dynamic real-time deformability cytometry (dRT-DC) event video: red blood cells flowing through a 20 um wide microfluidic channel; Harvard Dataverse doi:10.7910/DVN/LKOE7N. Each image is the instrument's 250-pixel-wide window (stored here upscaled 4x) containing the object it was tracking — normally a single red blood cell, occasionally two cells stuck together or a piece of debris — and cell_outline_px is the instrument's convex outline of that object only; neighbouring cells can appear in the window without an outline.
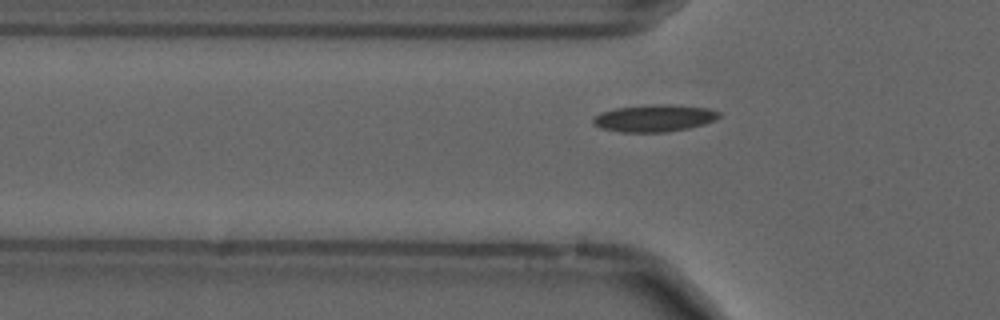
{"species": "common noctule bat (a hibernating species)", "species_latin": "Nyctalus noctula", "temperature_condition": "cold", "stored_images_in_passage": 54, "camera_frame_rate_fps": 3000, "um_per_image_px": 0.085, "animal": {"sex": "male", "forearm_length_mm": 52.5}, "frame": {"image": 1, "passage_image": 16, "time_ms": 5.0, "image_size_px": [1000, 320], "cell_outline_px": [[720, 116], [716, 120], [704, 124], [688, 128], [664, 132], [620, 132], [604, 128], [592, 124], [592, 116], [600, 112], [616, 108], [652, 104], [668, 104], [708, 108], [720, 112]], "centroid_in_image_um": [55.6, 10.04], "position_along_channel_um": 70.2, "area_um2": 19.94}}
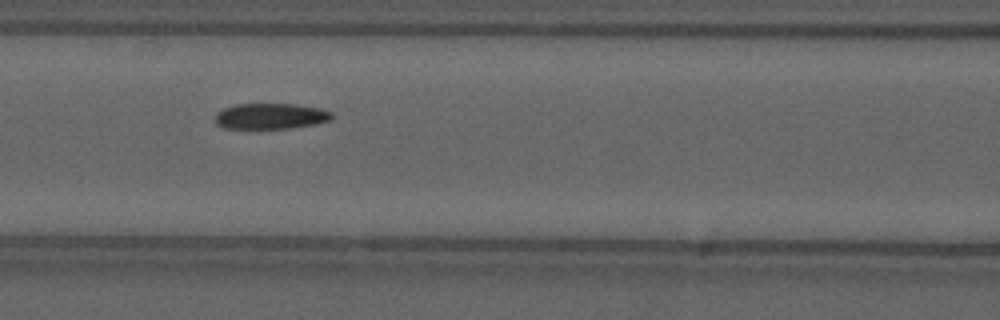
{"frame": {"image": 2, "passage_image": 22, "time_ms": 7.0, "image_size_px": [1000, 320], "cell_outline_px": [[332, 120], [316, 124], [292, 128], [224, 128], [216, 124], [216, 112], [224, 108], [236, 104], [292, 104], [320, 108], [332, 112]], "centroid_in_image_um": [23.02, 9.87], "position_along_channel_um": 143.6, "area_um2": 17.51}}
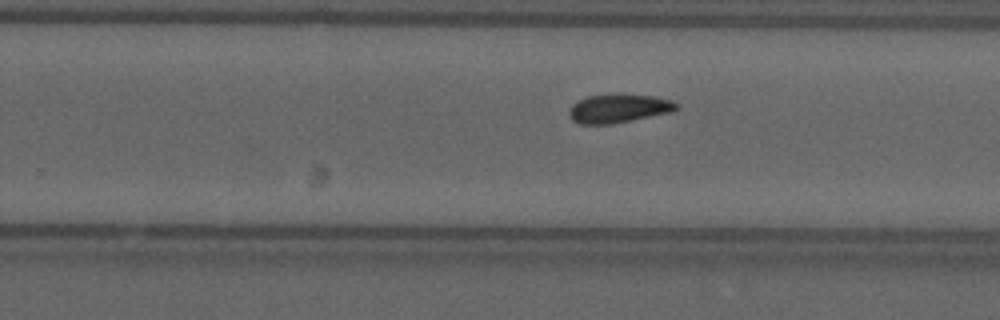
{"frame": {"image": 3, "passage_image": 33, "time_ms": 10.667, "image_size_px": [1000, 320], "cell_outline_px": [[680, 108], [672, 112], [632, 120], [608, 124], [580, 124], [572, 120], [568, 116], [568, 112], [572, 104], [588, 96], [620, 92], [656, 96], [672, 100], [680, 104]], "centroid_in_image_um": [52.63, 9.18], "position_along_channel_um": 277.2, "area_um2": 18.5}, "authors_computed_cell_mechanics": {"area_um2": 17.7157, "velocity_mm_per_s": 3.6595, "shape_relaxation_time_tau1_ms": 6.6615, "shape_relaxation_time_tau2_ms": 6.2538, "deformation_change_tau1": 0.1215, "deformation_change_tau2": 0.1056}}